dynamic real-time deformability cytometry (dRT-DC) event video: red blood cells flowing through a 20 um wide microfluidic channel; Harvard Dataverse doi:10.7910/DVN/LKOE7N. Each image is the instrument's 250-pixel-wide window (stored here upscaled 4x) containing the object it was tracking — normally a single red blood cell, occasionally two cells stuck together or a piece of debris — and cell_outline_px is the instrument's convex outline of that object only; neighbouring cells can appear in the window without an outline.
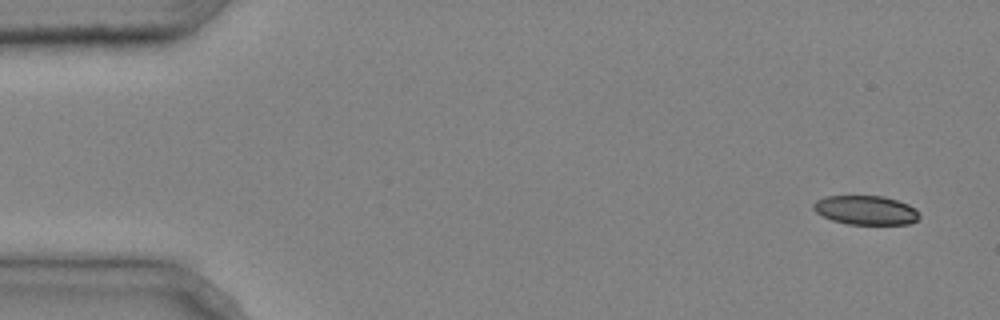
{"species": "common noctule bat (a hibernating species)", "species_latin": "Nyctalus noctula", "temperature_condition": "cold", "stored_images_in_passage": 5, "segment_of_instrument_passage": [2, 2], "camera_frame_rate_fps": 3000, "um_per_image_px": 0.085, "animal": {"sex": "male", "body_mass_g": 20.4}, "frame": {"image": 1, "passage_image": 5, "time_ms": 1.333, "image_size_px": [1000, 320], "cell_outline_px": [[920, 220], [908, 224], [848, 224], [832, 220], [816, 212], [812, 208], [812, 204], [816, 200], [824, 196], [884, 196], [908, 204], [916, 208], [920, 212]], "centroid_in_image_um": [73.62, 17.86], "position_along_channel_um": 11.4, "area_um2": 18.15}}